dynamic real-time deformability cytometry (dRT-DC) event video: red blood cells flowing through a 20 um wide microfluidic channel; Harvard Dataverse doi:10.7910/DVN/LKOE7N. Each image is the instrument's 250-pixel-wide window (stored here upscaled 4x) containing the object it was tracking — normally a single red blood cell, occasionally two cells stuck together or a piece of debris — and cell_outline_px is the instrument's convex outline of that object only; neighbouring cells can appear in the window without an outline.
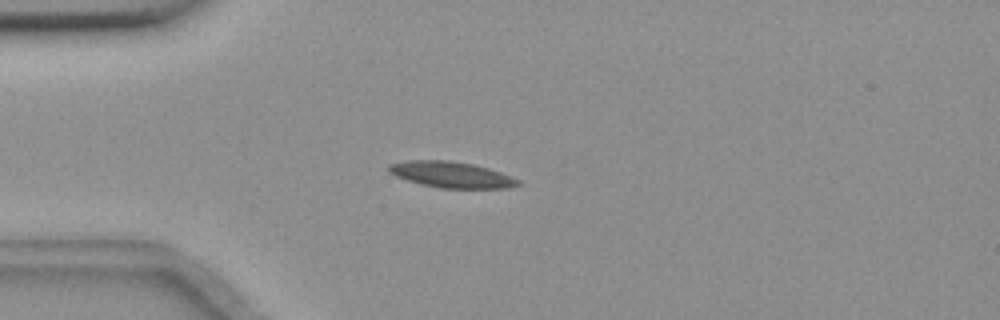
{"species": "common noctule bat (a hibernating species)", "species_latin": "Nyctalus noctula", "temperature_condition": "room temperature", "stored_images_in_passage": 48, "camera_frame_rate_fps": 3000, "um_per_image_px": 0.085, "animal": {"sex": "female", "body_mass_g": 18.4}, "frame": {"image": 1, "passage_image": 13, "time_ms": 4.0, "image_size_px": [1000, 320], "cell_outline_px": [[520, 184], [508, 188], [440, 188], [420, 184], [396, 176], [388, 172], [388, 164], [408, 160], [448, 160], [472, 164], [488, 168], [500, 172], [520, 180]], "centroid_in_image_um": [38.34, 14.84], "position_along_channel_um": 46.7, "area_um2": 19.54}}
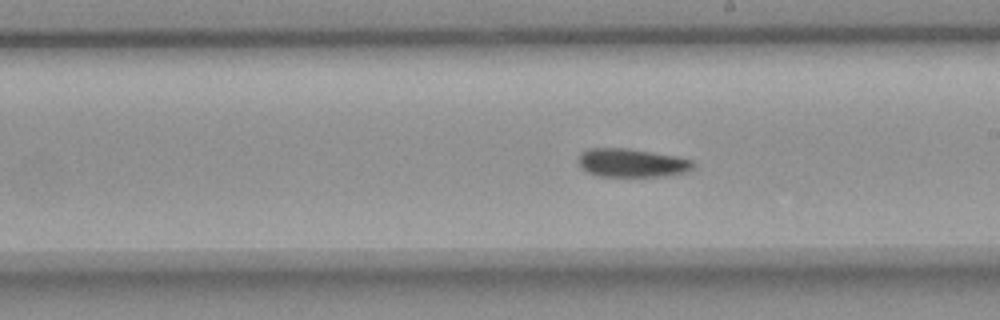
{"frame": {"image": 2, "passage_image": 30, "time_ms": 9.667, "image_size_px": [1000, 320], "cell_outline_px": [[696, 164], [692, 168], [684, 172], [668, 176], [596, 176], [584, 172], [580, 168], [580, 152], [588, 148], [628, 148], [676, 156], [692, 160]], "centroid_in_image_um": [53.67, 13.85], "position_along_channel_um": 235.3, "area_um2": 19.19}}
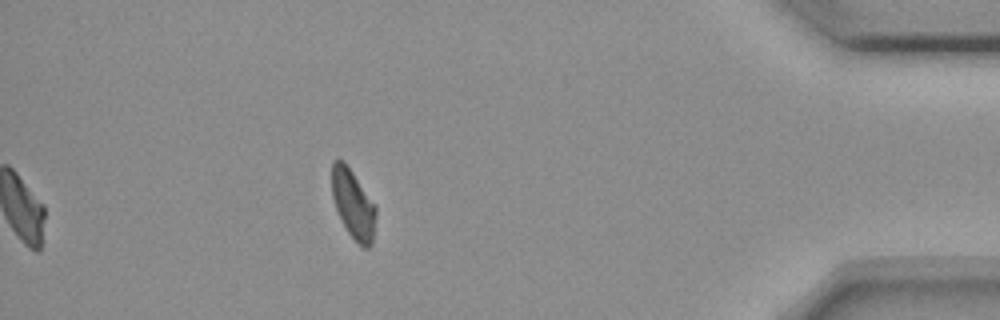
{"frame": {"image": 3, "passage_image": 48, "time_ms": 15.667, "image_size_px": [1000, 320], "cell_outline_px": [[376, 212], [372, 244], [368, 248], [364, 248], [348, 232], [336, 208], [332, 196], [332, 160], [344, 160], [376, 204]], "centroid_in_image_um": [30.03, 17.31], "position_along_channel_um": 405.2, "area_um2": 17.57}, "authors_computed_cell_mechanics": {"area_um2": 19.1896, "velocity_mm_per_s": 3.6274, "shape_relaxation_time_tau1_ms": 6.2736, "shape_relaxation_time_tau2_ms": null, "deformation_change_tau1": 0.133, "deformation_change_tau2": null}}